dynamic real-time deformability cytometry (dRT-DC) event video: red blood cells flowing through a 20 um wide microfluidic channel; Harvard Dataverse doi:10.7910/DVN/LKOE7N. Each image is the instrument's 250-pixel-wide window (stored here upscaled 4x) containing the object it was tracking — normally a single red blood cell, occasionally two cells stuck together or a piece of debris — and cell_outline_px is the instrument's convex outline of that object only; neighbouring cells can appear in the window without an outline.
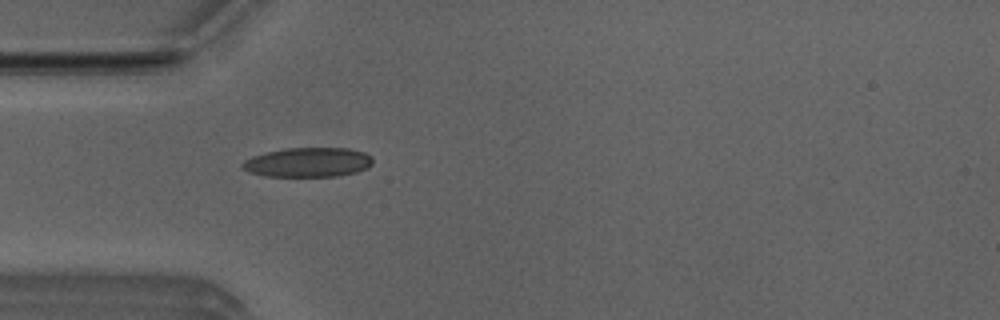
{"species": "Egyptian fruit bat (a non-hibernating species)", "species_latin": "Rousettus aegyptiacus", "temperature_condition": "room temperature", "stored_images_in_passage": 5, "camera_frame_rate_fps": 3000, "um_per_image_px": 0.085, "animal": {"sex": "male"}, "frame": {"image": 1, "passage_image": 5, "time_ms": 1.333, "image_size_px": [1000, 320], "cell_outline_px": [[372, 164], [368, 168], [356, 172], [336, 176], [264, 176], [248, 172], [240, 164], [244, 160], [252, 156], [284, 148], [348, 148], [364, 152], [372, 156]], "centroid_in_image_um": [26.19, 13.79], "position_along_channel_um": 58.8, "area_um2": 22.43}}